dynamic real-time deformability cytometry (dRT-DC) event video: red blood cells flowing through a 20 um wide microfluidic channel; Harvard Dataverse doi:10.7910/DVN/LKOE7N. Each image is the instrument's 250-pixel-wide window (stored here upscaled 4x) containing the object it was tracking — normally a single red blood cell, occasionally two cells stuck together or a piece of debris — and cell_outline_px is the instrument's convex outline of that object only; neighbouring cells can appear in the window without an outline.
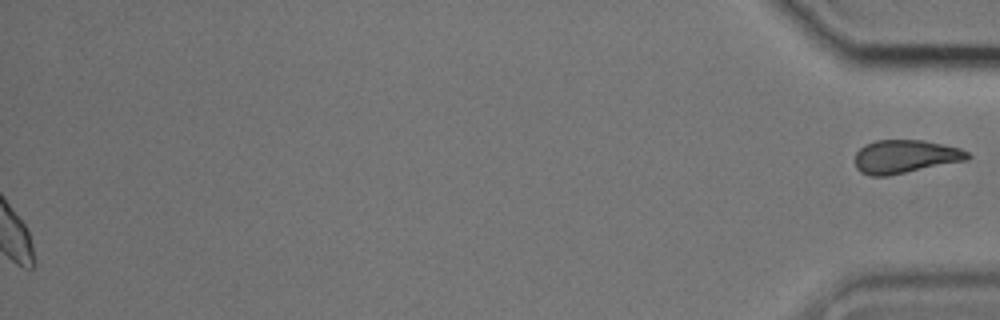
{"species": "common noctule bat (a hibernating species)", "species_latin": "Nyctalus noctula", "temperature_condition": "cold", "stored_images_in_passage": 40, "segment_of_instrument_passage": [2, 2], "camera_frame_rate_fps": 3000, "um_per_image_px": 0.085, "animal": {"sex": "male", "body_mass_g": 17.9, "forearm_length_mm": 54.2}, "frame": {"image": 1, "passage_image": 40, "time_ms": 13.0, "image_size_px": [1000, 320], "cell_outline_px": [[972, 156], [968, 160], [888, 176], [868, 176], [860, 172], [856, 168], [856, 152], [864, 144], [876, 140], [924, 140], [960, 148], [968, 152]], "centroid_in_image_um": [76.94, 13.31], "position_along_channel_um": 358.3, "area_um2": 22.08}}